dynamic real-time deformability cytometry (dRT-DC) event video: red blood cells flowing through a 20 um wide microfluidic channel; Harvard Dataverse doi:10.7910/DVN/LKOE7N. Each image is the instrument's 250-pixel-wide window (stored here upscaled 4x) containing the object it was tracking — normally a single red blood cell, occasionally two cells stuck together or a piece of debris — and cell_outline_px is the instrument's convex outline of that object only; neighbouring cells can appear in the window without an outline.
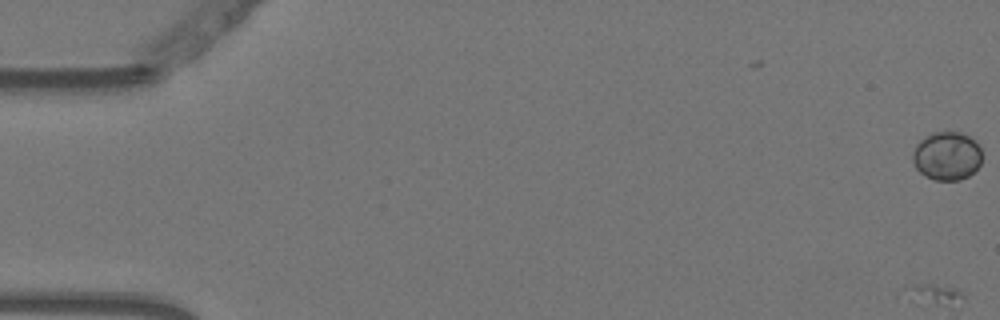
{"species": "Egyptian fruit bat (a non-hibernating species)", "species_latin": "Rousettus aegyptiacus", "temperature_condition": "warm", "stored_images_in_passage": 56, "segment_of_instrument_passage": [1, 3], "camera_frame_rate_fps": 3000, "um_per_image_px": 0.085, "animal": {"sex": "female"}, "frame": {"image": 1, "passage_image": 1, "time_ms": 0.0, "image_size_px": [1000, 320], "cell_outline_px": [[980, 164], [968, 176], [960, 180], [936, 180], [924, 176], [916, 168], [912, 160], [912, 152], [916, 144], [924, 136], [932, 132], [960, 132], [976, 140], [980, 148]], "centroid_in_image_um": [80.45, 13.24], "position_along_channel_um": 4.5, "area_um2": 19.65}}